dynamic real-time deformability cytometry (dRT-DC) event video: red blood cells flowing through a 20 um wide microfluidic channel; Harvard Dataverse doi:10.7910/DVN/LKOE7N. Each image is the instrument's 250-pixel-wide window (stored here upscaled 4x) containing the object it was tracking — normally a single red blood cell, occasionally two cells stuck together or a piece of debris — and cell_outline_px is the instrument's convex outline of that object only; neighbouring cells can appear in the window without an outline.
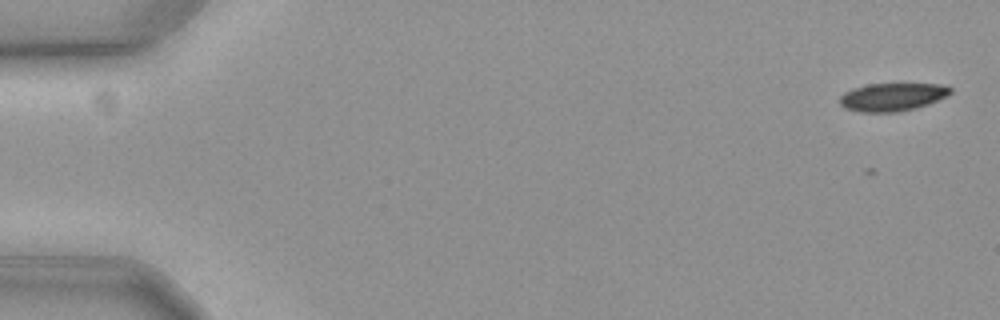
{"species": "common noctule bat (a hibernating species)", "species_latin": "Nyctalus noctula", "temperature_condition": "cold", "stored_images_in_passage": 2, "camera_frame_rate_fps": 3000, "um_per_image_px": 0.085, "animal": {"sex": "female", "body_mass_g": 19.3, "forearm_length_mm": 54.1}, "frame": {"image": 1, "passage_image": 2, "time_ms": 0.333, "image_size_px": [1000, 320], "cell_outline_px": [[952, 92], [928, 104], [916, 108], [896, 112], [860, 112], [844, 108], [840, 104], [840, 96], [844, 92], [852, 88], [868, 84], [940, 84], [952, 88]], "centroid_in_image_um": [75.8, 8.24], "position_along_channel_um": 9.2, "area_um2": 17.98}}